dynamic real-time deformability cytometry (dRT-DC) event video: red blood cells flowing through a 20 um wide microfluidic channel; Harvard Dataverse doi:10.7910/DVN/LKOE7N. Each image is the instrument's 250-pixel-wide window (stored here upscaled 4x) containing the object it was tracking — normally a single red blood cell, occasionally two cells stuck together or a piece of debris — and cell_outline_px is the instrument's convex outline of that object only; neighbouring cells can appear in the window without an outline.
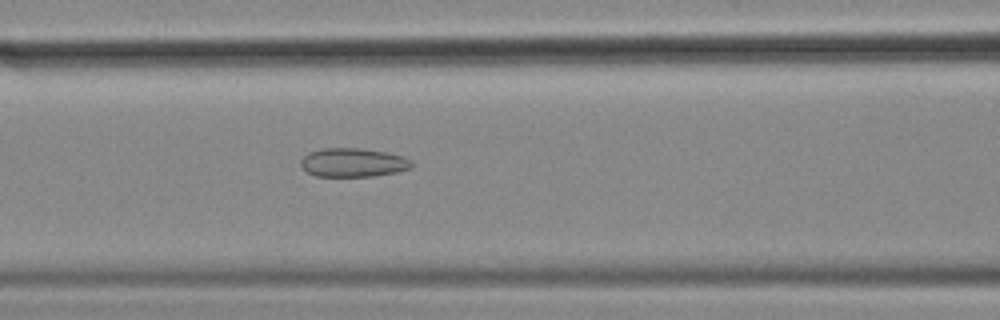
{"species": "common noctule bat (a hibernating species)", "species_latin": "Nyctalus noctula", "temperature_condition": "cold", "stored_images_in_passage": 57, "camera_frame_rate_fps": 3000, "um_per_image_px": 0.085, "animal": {"sex": "female", "body_mass_g": 18.4}, "frame": {"image": 1, "passage_image": 24, "time_ms": 7.667, "image_size_px": [1000, 320], "cell_outline_px": [[412, 168], [396, 172], [372, 176], [316, 176], [308, 172], [300, 164], [300, 160], [308, 152], [324, 148], [364, 148], [388, 152], [404, 156], [412, 160]], "centroid_in_image_um": [30.04, 13.8], "position_along_channel_um": 136.6, "area_um2": 18.73}}
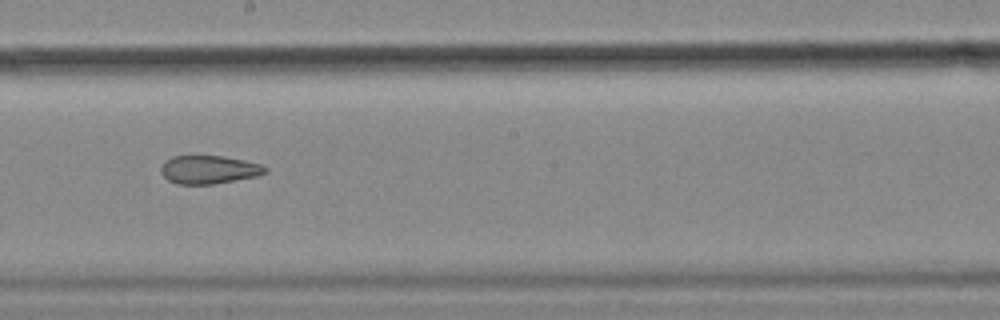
{"frame": {"image": 2, "passage_image": 32, "time_ms": 10.333, "image_size_px": [1000, 320], "cell_outline_px": [[268, 172], [256, 176], [212, 184], [176, 184], [168, 180], [160, 172], [160, 168], [164, 160], [172, 156], [224, 156], [244, 160], [260, 164], [268, 168]], "centroid_in_image_um": [17.73, 14.41], "position_along_channel_um": 230.5, "area_um2": 17.22}}
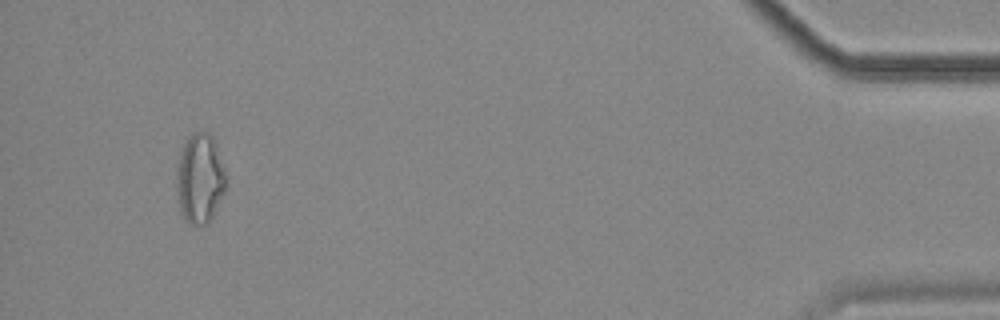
{"frame": {"image": 3, "passage_image": 54, "time_ms": 17.667, "image_size_px": [1000, 320], "cell_outline_px": [[228, 184], [208, 224], [188, 224], [184, 220], [180, 212], [176, 200], [176, 164], [180, 152], [188, 136], [192, 132], [208, 132], [216, 140], [228, 172]], "centroid_in_image_um": [17.0, 15.15], "position_along_channel_um": 418.2, "area_um2": 27.05}, "authors_computed_cell_mechanics": {"area_um2": 22.1374, "velocity_mm_per_s": 3.5345, "shape_relaxation_time_tau1_ms": null, "shape_relaxation_time_tau2_ms": 3.4199, "deformation_change_tau1": null, "deformation_change_tau2": 0.1055}}